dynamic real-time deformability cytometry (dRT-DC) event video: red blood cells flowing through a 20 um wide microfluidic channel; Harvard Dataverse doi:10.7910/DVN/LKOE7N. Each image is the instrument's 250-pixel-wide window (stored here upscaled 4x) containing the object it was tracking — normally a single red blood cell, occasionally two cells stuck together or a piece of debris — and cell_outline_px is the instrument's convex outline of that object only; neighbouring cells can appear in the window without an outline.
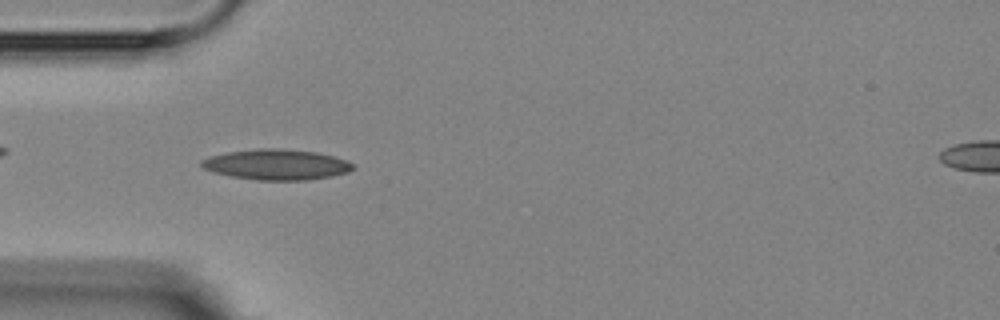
{"species": "Egyptian fruit bat (a non-hibernating species)", "species_latin": "Rousettus aegyptiacus", "temperature_condition": "room temperature", "stored_images_in_passage": 6, "camera_frame_rate_fps": 3000, "um_per_image_px": 0.085, "animal": {"sex": "female"}, "frame": {"image": 1, "passage_image": 4, "time_ms": 3.333, "image_size_px": [1000, 320], "cell_outline_px": [[352, 168], [348, 172], [332, 176], [308, 180], [256, 180], [232, 176], [212, 172], [204, 168], [200, 164], [200, 160], [212, 156], [228, 152], [260, 148], [276, 148], [316, 152], [332, 156], [344, 160], [352, 164]], "centroid_in_image_um": [23.47, 13.99], "position_along_channel_um": 61.5, "area_um2": 26.65}}
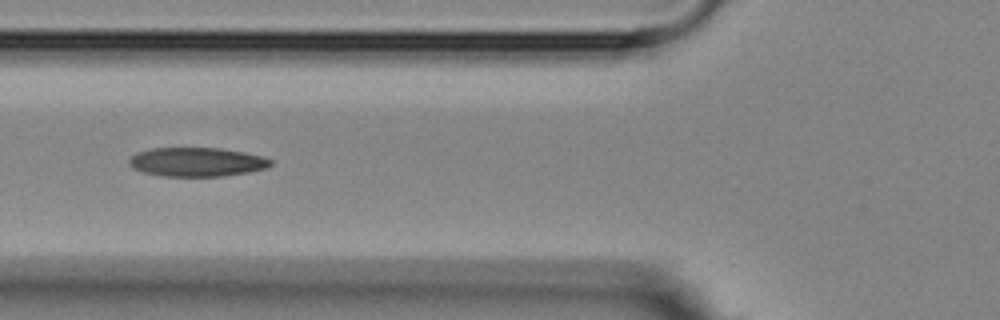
{"frame": {"image": 2, "passage_image": 5, "time_ms": 4.667, "image_size_px": [1000, 320], "cell_outline_px": [[272, 164], [264, 168], [248, 172], [224, 176], [160, 176], [144, 172], [132, 168], [128, 164], [128, 160], [136, 152], [152, 148], [220, 148], [244, 152], [264, 156], [272, 160]], "centroid_in_image_um": [16.71, 13.76], "position_along_channel_um": 109.1, "area_um2": 23.99}}
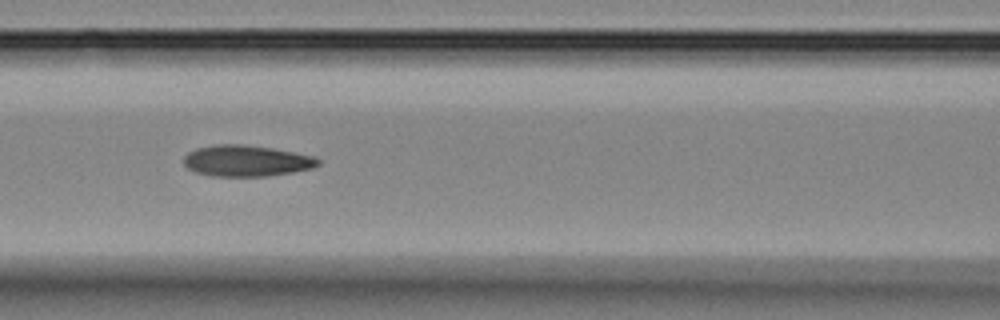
{"frame": {"image": 3, "passage_image": 6, "time_ms": 5.667, "image_size_px": [1000, 320], "cell_outline_px": [[320, 164], [312, 168], [292, 172], [268, 176], [212, 176], [196, 172], [188, 168], [184, 164], [184, 156], [188, 152], [196, 148], [216, 144], [244, 144], [272, 148], [296, 152], [316, 156], [320, 160]], "centroid_in_image_um": [20.97, 13.66], "position_along_channel_um": 145.6, "area_um2": 24.57}}